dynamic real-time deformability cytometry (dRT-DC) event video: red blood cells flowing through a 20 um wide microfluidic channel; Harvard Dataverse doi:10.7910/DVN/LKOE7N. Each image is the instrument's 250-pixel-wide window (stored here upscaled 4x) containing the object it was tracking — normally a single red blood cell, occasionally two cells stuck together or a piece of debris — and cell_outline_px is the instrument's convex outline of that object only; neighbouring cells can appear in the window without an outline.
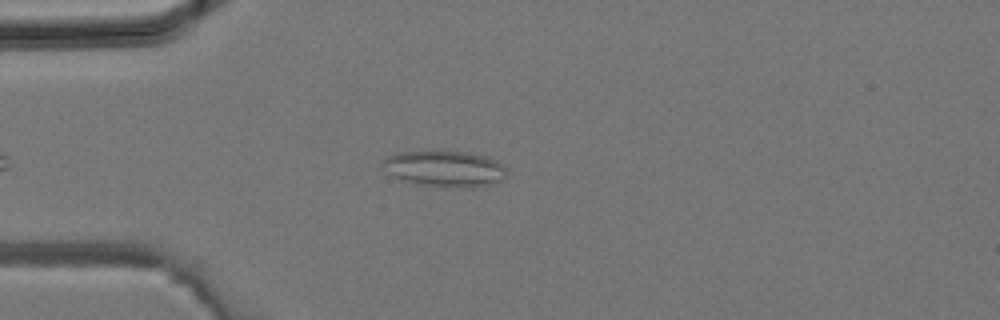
{"species": "common noctule bat (a hibernating species)", "species_latin": "Nyctalus noctula", "temperature_condition": "room temperature", "stored_images_in_passage": 23, "camera_frame_rate_fps": 3000, "um_per_image_px": 0.085, "animal": {"sex": "male", "body_mass_g": 19.2, "forearm_length_mm": 51.8}, "frame": {"image": 1, "passage_image": 2, "time_ms": 0.333, "image_size_px": [1000, 320], "cell_outline_px": [[508, 172], [504, 180], [472, 188], [416, 184], [392, 176], [384, 164], [384, 160], [388, 156], [396, 152], [468, 152], [484, 156], [496, 160]], "centroid_in_image_um": [37.85, 14.35], "position_along_channel_um": 47.1, "area_um2": 25.49}}
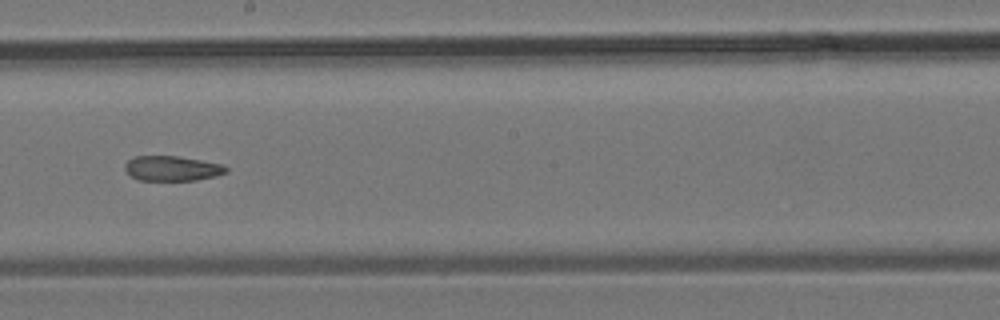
{"frame": {"image": 2, "passage_image": 13, "time_ms": 4.0, "image_size_px": [1000, 320], "cell_outline_px": [[228, 172], [216, 176], [196, 180], [140, 180], [132, 176], [124, 168], [124, 164], [128, 160], [136, 156], [176, 156], [224, 164], [228, 168]], "centroid_in_image_um": [14.66, 14.31], "position_along_channel_um": 233.5, "area_um2": 14.68}}
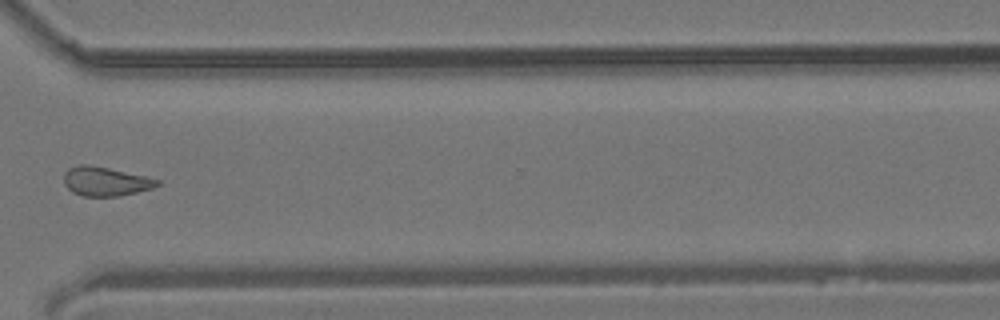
{"frame": {"image": 3, "passage_image": 20, "time_ms": 6.333, "image_size_px": [1000, 320], "cell_outline_px": [[160, 184], [152, 188], [120, 196], [84, 196], [72, 192], [64, 184], [64, 172], [68, 168], [80, 164], [88, 164], [108, 168], [144, 176], [160, 180]], "centroid_in_image_um": [8.93, 15.41], "position_along_channel_um": 361.7, "area_um2": 15.72}}